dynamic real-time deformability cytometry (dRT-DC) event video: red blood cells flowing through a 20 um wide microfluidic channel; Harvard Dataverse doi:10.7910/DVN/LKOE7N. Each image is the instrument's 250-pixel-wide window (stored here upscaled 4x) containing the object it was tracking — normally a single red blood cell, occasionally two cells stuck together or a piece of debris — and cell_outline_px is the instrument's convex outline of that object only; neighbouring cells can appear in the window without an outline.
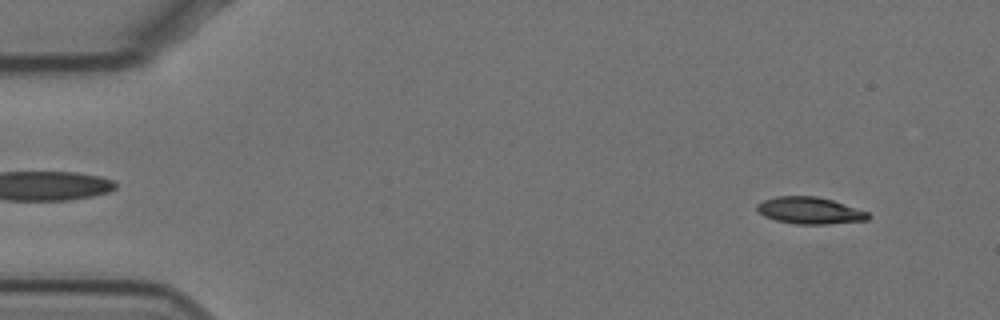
{"species": "Egyptian fruit bat (a non-hibernating species)", "species_latin": "Rousettus aegyptiacus", "temperature_condition": "cold", "stored_images_in_passage": 57, "camera_frame_rate_fps": 3000, "um_per_image_px": 0.085, "animal": {"sex": "female"}, "frame": {"image": 1, "passage_image": 4, "time_ms": 1.0, "image_size_px": [1000, 320], "cell_outline_px": [[872, 216], [868, 220], [828, 224], [796, 224], [776, 220], [764, 216], [756, 208], [756, 204], [764, 200], [776, 196], [816, 196], [832, 200], [868, 212]], "centroid_in_image_um": [68.84, 17.9], "position_along_channel_um": 16.2, "area_um2": 17.34}}
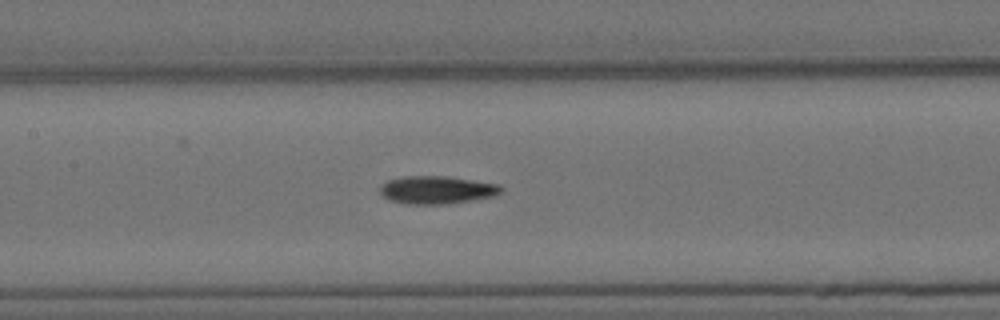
{"frame": {"image": 2, "passage_image": 26, "time_ms": 8.333, "image_size_px": [1000, 320], "cell_outline_px": [[504, 188], [496, 196], [472, 200], [440, 204], [408, 204], [388, 200], [380, 192], [380, 184], [388, 180], [404, 176], [444, 176], [500, 184]], "centroid_in_image_um": [37.12, 16.14], "position_along_channel_um": 170.3, "area_um2": 19.65}}
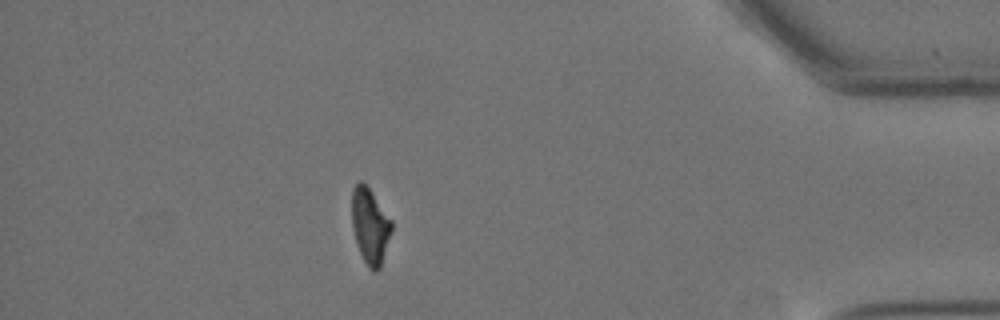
{"frame": {"image": 3, "passage_image": 50, "time_ms": 16.333, "image_size_px": [1000, 320], "cell_outline_px": [[392, 232], [380, 268], [376, 272], [372, 272], [368, 268], [356, 244], [352, 228], [352, 188], [360, 180], [368, 188], [392, 220]], "centroid_in_image_um": [31.45, 19.25], "position_along_channel_um": 403.7, "area_um2": 17.51}, "authors_computed_cell_mechanics": {"area_um2": 18.6694, "velocity_mm_per_s": 3.481, "shape_relaxation_time_tau1_ms": 5.3765, "shape_relaxation_time_tau2_ms": null, "deformation_change_tau1": 0.1655, "deformation_change_tau2": null}}